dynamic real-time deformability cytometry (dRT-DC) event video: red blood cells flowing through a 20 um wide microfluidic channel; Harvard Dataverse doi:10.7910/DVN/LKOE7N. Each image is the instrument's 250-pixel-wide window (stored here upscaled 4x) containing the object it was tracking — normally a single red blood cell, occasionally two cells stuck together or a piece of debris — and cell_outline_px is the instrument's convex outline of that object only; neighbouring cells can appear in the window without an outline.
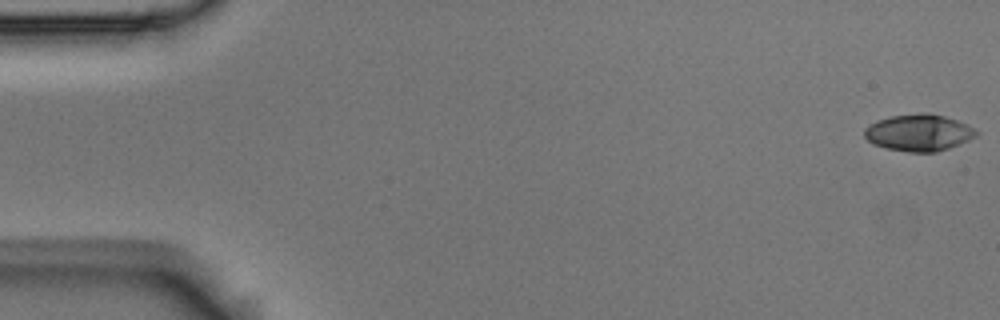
{"species": "Egyptian fruit bat (a non-hibernating species)", "species_latin": "Rousettus aegyptiacus", "temperature_condition": "room temperature", "stored_images_in_passage": 50, "camera_frame_rate_fps": 3000, "um_per_image_px": 0.085, "animal": {"sex": "male"}, "frame": {"image": 1, "passage_image": 1, "time_ms": 0.0, "image_size_px": [1000, 320], "cell_outline_px": [[980, 132], [976, 136], [968, 140], [948, 148], [936, 152], [908, 152], [884, 148], [872, 144], [864, 136], [864, 128], [880, 120], [892, 116], [944, 116], [968, 124]], "centroid_in_image_um": [78.1, 11.33], "position_along_channel_um": 6.9, "area_um2": 23.12}}
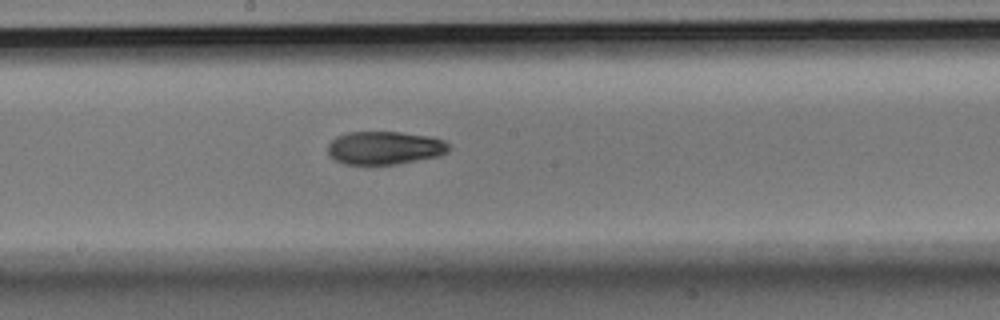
{"frame": {"image": 2, "passage_image": 30, "time_ms": 9.667, "image_size_px": [1000, 320], "cell_outline_px": [[452, 148], [448, 152], [440, 156], [396, 164], [344, 164], [336, 160], [328, 152], [328, 144], [336, 136], [348, 132], [400, 132], [432, 136], [444, 140]], "centroid_in_image_um": [32.74, 12.56], "position_along_channel_um": 215.5, "area_um2": 23.52}}
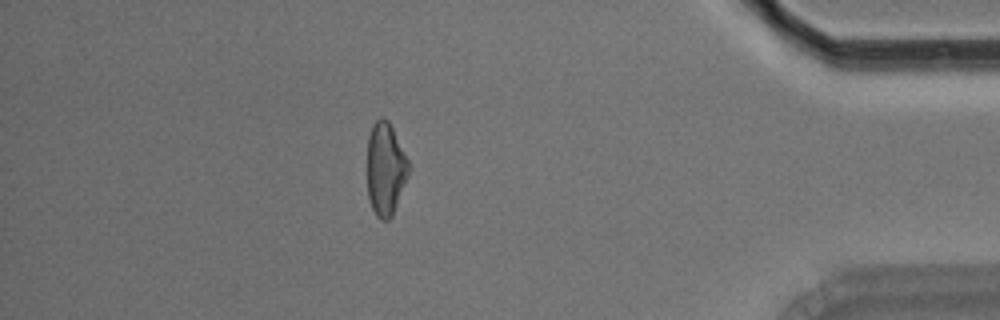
{"frame": {"image": 3, "passage_image": 49, "time_ms": 16.0, "image_size_px": [1000, 320], "cell_outline_px": [[412, 168], [392, 216], [388, 220], [380, 220], [376, 216], [372, 208], [368, 196], [368, 136], [372, 124], [376, 120], [388, 120]], "centroid_in_image_um": [32.78, 14.4], "position_along_channel_um": 402.4, "area_um2": 22.37}}